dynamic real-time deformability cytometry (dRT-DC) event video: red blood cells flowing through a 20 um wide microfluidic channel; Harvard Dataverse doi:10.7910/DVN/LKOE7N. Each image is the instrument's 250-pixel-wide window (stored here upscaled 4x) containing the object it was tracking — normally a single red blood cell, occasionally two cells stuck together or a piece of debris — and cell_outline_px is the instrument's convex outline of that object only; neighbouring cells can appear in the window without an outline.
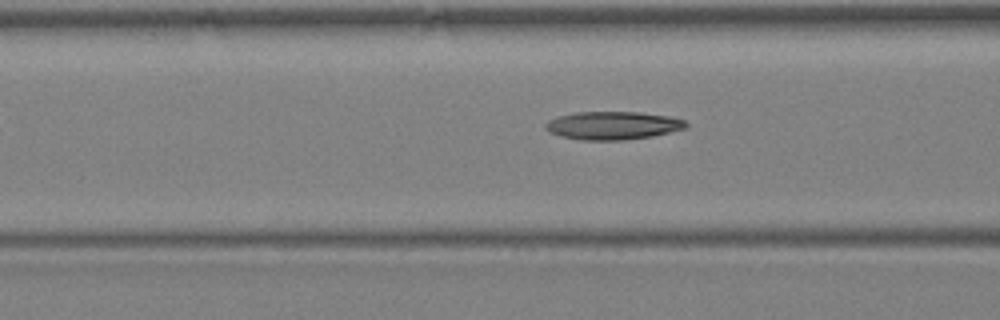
{"species": "Egyptian fruit bat (a non-hibernating species)", "species_latin": "Rousettus aegyptiacus", "temperature_condition": "warm", "stored_images_in_passage": 4, "camera_frame_rate_fps": 3000, "um_per_image_px": 0.085, "animal": {"sex": "female"}, "frame": {"image": 1, "passage_image": 4, "time_ms": 3.667, "image_size_px": [1000, 320], "cell_outline_px": [[688, 128], [652, 136], [624, 140], [580, 140], [560, 136], [548, 132], [544, 128], [544, 124], [548, 120], [556, 116], [576, 112], [640, 112], [668, 116], [684, 120], [688, 124]], "centroid_in_image_um": [52.05, 10.67], "position_along_channel_um": 114.5, "area_um2": 23.24}}